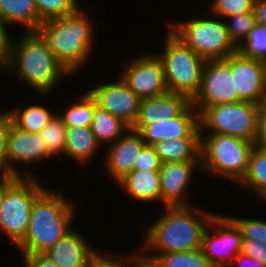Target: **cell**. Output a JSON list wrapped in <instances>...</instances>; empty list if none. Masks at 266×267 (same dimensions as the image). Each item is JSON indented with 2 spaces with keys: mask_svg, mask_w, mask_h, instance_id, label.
<instances>
[{
  "mask_svg": "<svg viewBox=\"0 0 266 267\" xmlns=\"http://www.w3.org/2000/svg\"><path fill=\"white\" fill-rule=\"evenodd\" d=\"M241 245L240 230L226 215L218 213L203 234L201 250L213 267H229Z\"/></svg>",
  "mask_w": 266,
  "mask_h": 267,
  "instance_id": "11",
  "label": "cell"
},
{
  "mask_svg": "<svg viewBox=\"0 0 266 267\" xmlns=\"http://www.w3.org/2000/svg\"><path fill=\"white\" fill-rule=\"evenodd\" d=\"M85 235L71 229L47 251L44 252L58 267H87L89 262L98 254L87 242Z\"/></svg>",
  "mask_w": 266,
  "mask_h": 267,
  "instance_id": "19",
  "label": "cell"
},
{
  "mask_svg": "<svg viewBox=\"0 0 266 267\" xmlns=\"http://www.w3.org/2000/svg\"><path fill=\"white\" fill-rule=\"evenodd\" d=\"M145 145L141 134L130 128L115 143L104 149L103 166L114 182L133 171L135 160Z\"/></svg>",
  "mask_w": 266,
  "mask_h": 267,
  "instance_id": "18",
  "label": "cell"
},
{
  "mask_svg": "<svg viewBox=\"0 0 266 267\" xmlns=\"http://www.w3.org/2000/svg\"><path fill=\"white\" fill-rule=\"evenodd\" d=\"M190 103L187 96L173 92L141 99L138 119L132 129L139 132L145 125L176 117Z\"/></svg>",
  "mask_w": 266,
  "mask_h": 267,
  "instance_id": "20",
  "label": "cell"
},
{
  "mask_svg": "<svg viewBox=\"0 0 266 267\" xmlns=\"http://www.w3.org/2000/svg\"><path fill=\"white\" fill-rule=\"evenodd\" d=\"M21 108L14 107L7 112L16 128L29 133H40L56 115L51 109L39 104Z\"/></svg>",
  "mask_w": 266,
  "mask_h": 267,
  "instance_id": "26",
  "label": "cell"
},
{
  "mask_svg": "<svg viewBox=\"0 0 266 267\" xmlns=\"http://www.w3.org/2000/svg\"><path fill=\"white\" fill-rule=\"evenodd\" d=\"M200 144L201 171L237 184L242 180L255 142L227 134L201 133Z\"/></svg>",
  "mask_w": 266,
  "mask_h": 267,
  "instance_id": "5",
  "label": "cell"
},
{
  "mask_svg": "<svg viewBox=\"0 0 266 267\" xmlns=\"http://www.w3.org/2000/svg\"><path fill=\"white\" fill-rule=\"evenodd\" d=\"M258 104L250 102L225 103L206 107L199 114L200 132L227 134L255 142ZM205 130V131H204Z\"/></svg>",
  "mask_w": 266,
  "mask_h": 267,
  "instance_id": "9",
  "label": "cell"
},
{
  "mask_svg": "<svg viewBox=\"0 0 266 267\" xmlns=\"http://www.w3.org/2000/svg\"><path fill=\"white\" fill-rule=\"evenodd\" d=\"M88 91L100 108L121 119L130 128L134 126L138 119L141 99L121 76L113 83L100 84Z\"/></svg>",
  "mask_w": 266,
  "mask_h": 267,
  "instance_id": "13",
  "label": "cell"
},
{
  "mask_svg": "<svg viewBox=\"0 0 266 267\" xmlns=\"http://www.w3.org/2000/svg\"><path fill=\"white\" fill-rule=\"evenodd\" d=\"M52 156L48 153L46 145L39 133H29L16 128L13 124L7 138V161L9 174L17 177H35L26 168L21 172L14 166L18 164L34 165ZM17 163V164H16ZM18 169V170H17ZM24 172V174H23ZM22 173V174H21Z\"/></svg>",
  "mask_w": 266,
  "mask_h": 267,
  "instance_id": "14",
  "label": "cell"
},
{
  "mask_svg": "<svg viewBox=\"0 0 266 267\" xmlns=\"http://www.w3.org/2000/svg\"><path fill=\"white\" fill-rule=\"evenodd\" d=\"M12 121L7 111L0 113V175L9 174L7 138Z\"/></svg>",
  "mask_w": 266,
  "mask_h": 267,
  "instance_id": "36",
  "label": "cell"
},
{
  "mask_svg": "<svg viewBox=\"0 0 266 267\" xmlns=\"http://www.w3.org/2000/svg\"><path fill=\"white\" fill-rule=\"evenodd\" d=\"M147 255L155 257L161 267H213L201 248L191 251Z\"/></svg>",
  "mask_w": 266,
  "mask_h": 267,
  "instance_id": "29",
  "label": "cell"
},
{
  "mask_svg": "<svg viewBox=\"0 0 266 267\" xmlns=\"http://www.w3.org/2000/svg\"><path fill=\"white\" fill-rule=\"evenodd\" d=\"M237 52L247 58L266 64V26L255 24Z\"/></svg>",
  "mask_w": 266,
  "mask_h": 267,
  "instance_id": "31",
  "label": "cell"
},
{
  "mask_svg": "<svg viewBox=\"0 0 266 267\" xmlns=\"http://www.w3.org/2000/svg\"><path fill=\"white\" fill-rule=\"evenodd\" d=\"M124 267H161L159 261L147 253L124 255Z\"/></svg>",
  "mask_w": 266,
  "mask_h": 267,
  "instance_id": "41",
  "label": "cell"
},
{
  "mask_svg": "<svg viewBox=\"0 0 266 267\" xmlns=\"http://www.w3.org/2000/svg\"><path fill=\"white\" fill-rule=\"evenodd\" d=\"M102 149L90 127L67 128L65 156L86 166Z\"/></svg>",
  "mask_w": 266,
  "mask_h": 267,
  "instance_id": "22",
  "label": "cell"
},
{
  "mask_svg": "<svg viewBox=\"0 0 266 267\" xmlns=\"http://www.w3.org/2000/svg\"><path fill=\"white\" fill-rule=\"evenodd\" d=\"M19 177L12 174L0 175V206L3 202L6 190L18 179Z\"/></svg>",
  "mask_w": 266,
  "mask_h": 267,
  "instance_id": "46",
  "label": "cell"
},
{
  "mask_svg": "<svg viewBox=\"0 0 266 267\" xmlns=\"http://www.w3.org/2000/svg\"><path fill=\"white\" fill-rule=\"evenodd\" d=\"M76 206L63 191L50 192L46 187L33 204L24 239L16 246L21 255L44 253L68 233Z\"/></svg>",
  "mask_w": 266,
  "mask_h": 267,
  "instance_id": "3",
  "label": "cell"
},
{
  "mask_svg": "<svg viewBox=\"0 0 266 267\" xmlns=\"http://www.w3.org/2000/svg\"><path fill=\"white\" fill-rule=\"evenodd\" d=\"M22 256L25 267H58V265L44 253Z\"/></svg>",
  "mask_w": 266,
  "mask_h": 267,
  "instance_id": "43",
  "label": "cell"
},
{
  "mask_svg": "<svg viewBox=\"0 0 266 267\" xmlns=\"http://www.w3.org/2000/svg\"><path fill=\"white\" fill-rule=\"evenodd\" d=\"M132 59L123 66L121 78L140 99L168 92L163 64L157 54L141 53Z\"/></svg>",
  "mask_w": 266,
  "mask_h": 267,
  "instance_id": "12",
  "label": "cell"
},
{
  "mask_svg": "<svg viewBox=\"0 0 266 267\" xmlns=\"http://www.w3.org/2000/svg\"><path fill=\"white\" fill-rule=\"evenodd\" d=\"M90 129L103 148L115 143L130 127L121 119L97 106Z\"/></svg>",
  "mask_w": 266,
  "mask_h": 267,
  "instance_id": "25",
  "label": "cell"
},
{
  "mask_svg": "<svg viewBox=\"0 0 266 267\" xmlns=\"http://www.w3.org/2000/svg\"><path fill=\"white\" fill-rule=\"evenodd\" d=\"M239 265L240 267H266L265 265H263L259 260H256L254 258L245 256L241 253H239L231 262V265L229 267H233V265L235 264Z\"/></svg>",
  "mask_w": 266,
  "mask_h": 267,
  "instance_id": "44",
  "label": "cell"
},
{
  "mask_svg": "<svg viewBox=\"0 0 266 267\" xmlns=\"http://www.w3.org/2000/svg\"><path fill=\"white\" fill-rule=\"evenodd\" d=\"M165 36L164 49L160 54H156L163 64L168 92L182 94L192 100L199 92L206 60L186 46L169 29Z\"/></svg>",
  "mask_w": 266,
  "mask_h": 267,
  "instance_id": "6",
  "label": "cell"
},
{
  "mask_svg": "<svg viewBox=\"0 0 266 267\" xmlns=\"http://www.w3.org/2000/svg\"><path fill=\"white\" fill-rule=\"evenodd\" d=\"M200 138H180L153 145L162 164L167 162L200 161Z\"/></svg>",
  "mask_w": 266,
  "mask_h": 267,
  "instance_id": "24",
  "label": "cell"
},
{
  "mask_svg": "<svg viewBox=\"0 0 266 267\" xmlns=\"http://www.w3.org/2000/svg\"><path fill=\"white\" fill-rule=\"evenodd\" d=\"M201 172L200 161L163 163L159 170L163 207L191 206L186 196V188L191 184L194 172Z\"/></svg>",
  "mask_w": 266,
  "mask_h": 267,
  "instance_id": "17",
  "label": "cell"
},
{
  "mask_svg": "<svg viewBox=\"0 0 266 267\" xmlns=\"http://www.w3.org/2000/svg\"><path fill=\"white\" fill-rule=\"evenodd\" d=\"M238 184L266 199V147L254 146L250 153L247 172Z\"/></svg>",
  "mask_w": 266,
  "mask_h": 267,
  "instance_id": "27",
  "label": "cell"
},
{
  "mask_svg": "<svg viewBox=\"0 0 266 267\" xmlns=\"http://www.w3.org/2000/svg\"><path fill=\"white\" fill-rule=\"evenodd\" d=\"M5 23L0 22V70L7 71L11 60L12 37Z\"/></svg>",
  "mask_w": 266,
  "mask_h": 267,
  "instance_id": "38",
  "label": "cell"
},
{
  "mask_svg": "<svg viewBox=\"0 0 266 267\" xmlns=\"http://www.w3.org/2000/svg\"><path fill=\"white\" fill-rule=\"evenodd\" d=\"M24 33L20 40L12 41L11 60L7 72H14L19 80L39 95L42 93L41 96H49L48 93L58 86L57 83L62 76L71 74L57 60L38 31Z\"/></svg>",
  "mask_w": 266,
  "mask_h": 267,
  "instance_id": "2",
  "label": "cell"
},
{
  "mask_svg": "<svg viewBox=\"0 0 266 267\" xmlns=\"http://www.w3.org/2000/svg\"><path fill=\"white\" fill-rule=\"evenodd\" d=\"M82 10L44 21L38 29L57 60L74 75L90 57L95 42L94 24Z\"/></svg>",
  "mask_w": 266,
  "mask_h": 267,
  "instance_id": "4",
  "label": "cell"
},
{
  "mask_svg": "<svg viewBox=\"0 0 266 267\" xmlns=\"http://www.w3.org/2000/svg\"><path fill=\"white\" fill-rule=\"evenodd\" d=\"M0 22L21 25L27 31H38L42 22L38 18L35 0H0Z\"/></svg>",
  "mask_w": 266,
  "mask_h": 267,
  "instance_id": "23",
  "label": "cell"
},
{
  "mask_svg": "<svg viewBox=\"0 0 266 267\" xmlns=\"http://www.w3.org/2000/svg\"><path fill=\"white\" fill-rule=\"evenodd\" d=\"M139 133L146 145L180 138H200L199 112L190 103L178 116L145 125Z\"/></svg>",
  "mask_w": 266,
  "mask_h": 267,
  "instance_id": "16",
  "label": "cell"
},
{
  "mask_svg": "<svg viewBox=\"0 0 266 267\" xmlns=\"http://www.w3.org/2000/svg\"><path fill=\"white\" fill-rule=\"evenodd\" d=\"M231 75L240 101L260 104L266 100L265 63L237 52L231 55Z\"/></svg>",
  "mask_w": 266,
  "mask_h": 267,
  "instance_id": "15",
  "label": "cell"
},
{
  "mask_svg": "<svg viewBox=\"0 0 266 267\" xmlns=\"http://www.w3.org/2000/svg\"><path fill=\"white\" fill-rule=\"evenodd\" d=\"M226 19L231 20L230 22L224 21L230 40L238 48L256 24L254 10L248 13L232 14Z\"/></svg>",
  "mask_w": 266,
  "mask_h": 267,
  "instance_id": "33",
  "label": "cell"
},
{
  "mask_svg": "<svg viewBox=\"0 0 266 267\" xmlns=\"http://www.w3.org/2000/svg\"><path fill=\"white\" fill-rule=\"evenodd\" d=\"M240 230L242 239L257 240L266 244V220L227 216Z\"/></svg>",
  "mask_w": 266,
  "mask_h": 267,
  "instance_id": "34",
  "label": "cell"
},
{
  "mask_svg": "<svg viewBox=\"0 0 266 267\" xmlns=\"http://www.w3.org/2000/svg\"><path fill=\"white\" fill-rule=\"evenodd\" d=\"M255 145L266 147V100L258 104V123Z\"/></svg>",
  "mask_w": 266,
  "mask_h": 267,
  "instance_id": "42",
  "label": "cell"
},
{
  "mask_svg": "<svg viewBox=\"0 0 266 267\" xmlns=\"http://www.w3.org/2000/svg\"><path fill=\"white\" fill-rule=\"evenodd\" d=\"M253 10L256 24L266 26V0H255Z\"/></svg>",
  "mask_w": 266,
  "mask_h": 267,
  "instance_id": "45",
  "label": "cell"
},
{
  "mask_svg": "<svg viewBox=\"0 0 266 267\" xmlns=\"http://www.w3.org/2000/svg\"><path fill=\"white\" fill-rule=\"evenodd\" d=\"M66 130L62 118L56 113L53 119L39 133L48 153L53 157L65 155Z\"/></svg>",
  "mask_w": 266,
  "mask_h": 267,
  "instance_id": "30",
  "label": "cell"
},
{
  "mask_svg": "<svg viewBox=\"0 0 266 267\" xmlns=\"http://www.w3.org/2000/svg\"><path fill=\"white\" fill-rule=\"evenodd\" d=\"M71 105V106H70ZM58 114L67 128L90 127L94 118L97 101L89 91H86L74 103Z\"/></svg>",
  "mask_w": 266,
  "mask_h": 267,
  "instance_id": "28",
  "label": "cell"
},
{
  "mask_svg": "<svg viewBox=\"0 0 266 267\" xmlns=\"http://www.w3.org/2000/svg\"><path fill=\"white\" fill-rule=\"evenodd\" d=\"M241 254L259 260L266 266V244L257 240L242 239Z\"/></svg>",
  "mask_w": 266,
  "mask_h": 267,
  "instance_id": "39",
  "label": "cell"
},
{
  "mask_svg": "<svg viewBox=\"0 0 266 267\" xmlns=\"http://www.w3.org/2000/svg\"><path fill=\"white\" fill-rule=\"evenodd\" d=\"M163 208V215L146 230L140 253L162 254L201 248L203 234L216 213L194 205Z\"/></svg>",
  "mask_w": 266,
  "mask_h": 267,
  "instance_id": "1",
  "label": "cell"
},
{
  "mask_svg": "<svg viewBox=\"0 0 266 267\" xmlns=\"http://www.w3.org/2000/svg\"><path fill=\"white\" fill-rule=\"evenodd\" d=\"M134 201L161 202L159 171L133 170L115 182Z\"/></svg>",
  "mask_w": 266,
  "mask_h": 267,
  "instance_id": "21",
  "label": "cell"
},
{
  "mask_svg": "<svg viewBox=\"0 0 266 267\" xmlns=\"http://www.w3.org/2000/svg\"><path fill=\"white\" fill-rule=\"evenodd\" d=\"M208 8L212 17L226 18L232 14L253 11L255 0H212Z\"/></svg>",
  "mask_w": 266,
  "mask_h": 267,
  "instance_id": "35",
  "label": "cell"
},
{
  "mask_svg": "<svg viewBox=\"0 0 266 267\" xmlns=\"http://www.w3.org/2000/svg\"><path fill=\"white\" fill-rule=\"evenodd\" d=\"M87 267H124V256H119L118 254L114 256V254L109 251H106L105 253L103 252L102 254L101 252H98V254L89 262Z\"/></svg>",
  "mask_w": 266,
  "mask_h": 267,
  "instance_id": "40",
  "label": "cell"
},
{
  "mask_svg": "<svg viewBox=\"0 0 266 267\" xmlns=\"http://www.w3.org/2000/svg\"><path fill=\"white\" fill-rule=\"evenodd\" d=\"M162 162L153 146L145 145L135 160L133 170L159 171Z\"/></svg>",
  "mask_w": 266,
  "mask_h": 267,
  "instance_id": "37",
  "label": "cell"
},
{
  "mask_svg": "<svg viewBox=\"0 0 266 267\" xmlns=\"http://www.w3.org/2000/svg\"><path fill=\"white\" fill-rule=\"evenodd\" d=\"M35 177H19L0 206V230L17 246L25 237L35 200L45 191Z\"/></svg>",
  "mask_w": 266,
  "mask_h": 267,
  "instance_id": "8",
  "label": "cell"
},
{
  "mask_svg": "<svg viewBox=\"0 0 266 267\" xmlns=\"http://www.w3.org/2000/svg\"><path fill=\"white\" fill-rule=\"evenodd\" d=\"M35 4L41 22L61 18L81 9L78 0H35Z\"/></svg>",
  "mask_w": 266,
  "mask_h": 267,
  "instance_id": "32",
  "label": "cell"
},
{
  "mask_svg": "<svg viewBox=\"0 0 266 267\" xmlns=\"http://www.w3.org/2000/svg\"><path fill=\"white\" fill-rule=\"evenodd\" d=\"M239 101L231 75V55L225 59L206 60L199 92L191 100L199 114L208 106Z\"/></svg>",
  "mask_w": 266,
  "mask_h": 267,
  "instance_id": "10",
  "label": "cell"
},
{
  "mask_svg": "<svg viewBox=\"0 0 266 267\" xmlns=\"http://www.w3.org/2000/svg\"><path fill=\"white\" fill-rule=\"evenodd\" d=\"M206 18V19H205ZM193 18L167 22L168 29L186 46L205 60L225 59L237 53V47L230 40L225 23L218 17Z\"/></svg>",
  "mask_w": 266,
  "mask_h": 267,
  "instance_id": "7",
  "label": "cell"
}]
</instances>
